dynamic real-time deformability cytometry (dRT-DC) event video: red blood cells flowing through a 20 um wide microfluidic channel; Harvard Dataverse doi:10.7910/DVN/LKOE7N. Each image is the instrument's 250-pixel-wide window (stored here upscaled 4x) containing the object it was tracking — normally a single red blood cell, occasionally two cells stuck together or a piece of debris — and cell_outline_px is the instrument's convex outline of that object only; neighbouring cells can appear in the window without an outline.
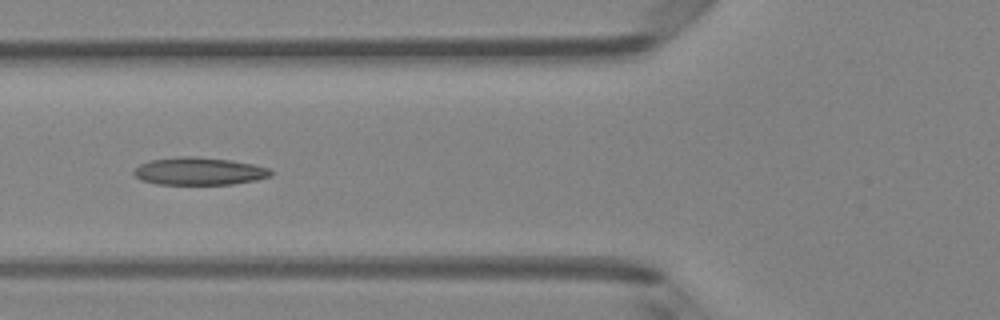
{"species": "Egyptian fruit bat (a non-hibernating species)", "species_latin": "Rousettus aegyptiacus", "temperature_condition": "room temperature", "stored_images_in_passage": 5, "camera_frame_rate_fps": 3000, "um_per_image_px": 0.085, "animal": {"sex": "female"}, "frame": {"image": 1, "passage_image": 5, "time_ms": 1.333, "image_size_px": [1000, 320], "cell_outline_px": [[272, 176], [256, 180], [232, 184], [156, 184], [140, 180], [132, 172], [140, 164], [148, 160], [180, 156], [192, 156], [228, 160], [252, 164], [268, 168], [272, 172]], "centroid_in_image_um": [16.89, 14.55], "position_along_channel_um": 108.9, "area_um2": 21.96}}